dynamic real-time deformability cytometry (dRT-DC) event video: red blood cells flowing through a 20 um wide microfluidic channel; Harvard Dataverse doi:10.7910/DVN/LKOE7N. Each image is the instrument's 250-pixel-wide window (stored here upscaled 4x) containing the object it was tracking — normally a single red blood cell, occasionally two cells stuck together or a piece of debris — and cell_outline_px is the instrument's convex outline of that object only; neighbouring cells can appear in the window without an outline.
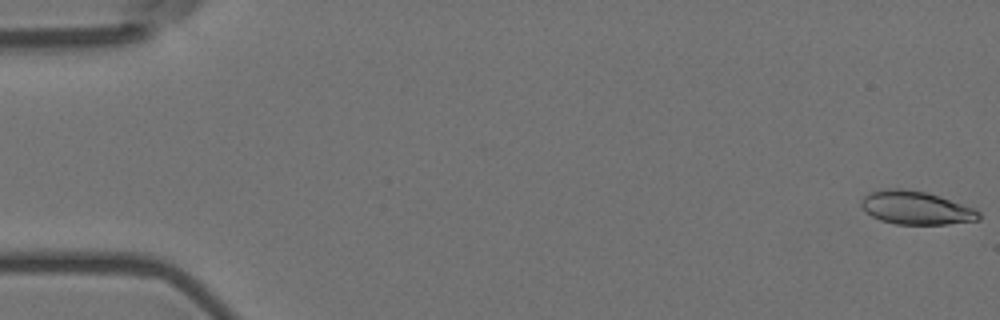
{"species": "Egyptian fruit bat (a non-hibernating species)", "species_latin": "Rousettus aegyptiacus", "temperature_condition": "room temperature", "stored_images_in_passage": 18, "camera_frame_rate_fps": 3000, "um_per_image_px": 0.085, "animal": {"sex": "female"}, "frame": {"image": 1, "passage_image": 1, "time_ms": 0.0, "image_size_px": [1000, 320], "cell_outline_px": [[980, 220], [948, 224], [896, 224], [880, 220], [872, 216], [860, 204], [860, 200], [868, 192], [888, 188], [904, 188], [924, 192], [940, 196], [976, 208], [980, 212]], "centroid_in_image_um": [77.88, 17.66], "position_along_channel_um": 7.1, "area_um2": 22.95}}
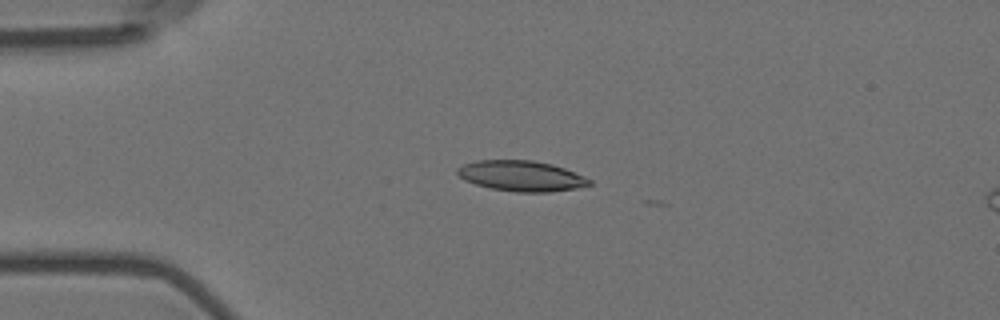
{"frame": {"image": 2, "passage_image": 14, "time_ms": 4.333, "image_size_px": [1000, 320], "cell_outline_px": [[592, 184], [576, 188], [548, 192], [516, 192], [492, 188], [476, 184], [464, 180], [456, 172], [456, 168], [464, 164], [476, 160], [532, 160], [552, 164], [564, 168], [584, 176], [592, 180]], "centroid_in_image_um": [44.31, 14.95], "position_along_channel_um": 40.7, "area_um2": 23.41}}